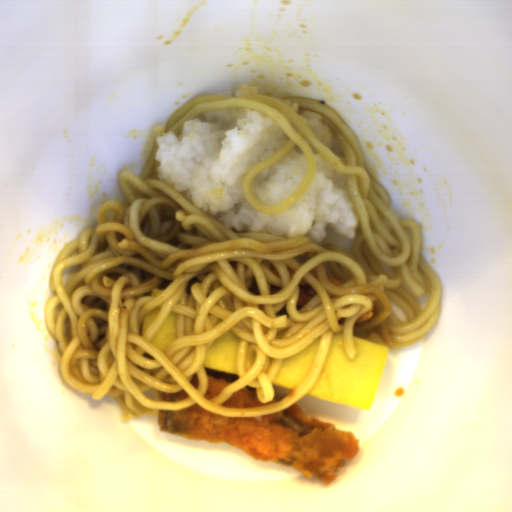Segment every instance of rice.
<instances>
[{
	"label": "rice",
	"instance_id": "obj_1",
	"mask_svg": "<svg viewBox=\"0 0 512 512\" xmlns=\"http://www.w3.org/2000/svg\"><path fill=\"white\" fill-rule=\"evenodd\" d=\"M268 115L246 107L198 112L181 128L155 137L157 178L195 207L234 232L311 237L320 244L326 229L355 242L359 224L350 202L347 175L333 169L312 145L316 171L300 199L278 213H262L245 199L248 171L289 141Z\"/></svg>",
	"mask_w": 512,
	"mask_h": 512
},
{
	"label": "rice",
	"instance_id": "obj_2",
	"mask_svg": "<svg viewBox=\"0 0 512 512\" xmlns=\"http://www.w3.org/2000/svg\"><path fill=\"white\" fill-rule=\"evenodd\" d=\"M304 155L294 145L271 166L256 172L251 191L261 206H274L289 197L304 178Z\"/></svg>",
	"mask_w": 512,
	"mask_h": 512
},
{
	"label": "rice",
	"instance_id": "obj_3",
	"mask_svg": "<svg viewBox=\"0 0 512 512\" xmlns=\"http://www.w3.org/2000/svg\"><path fill=\"white\" fill-rule=\"evenodd\" d=\"M273 99L289 107L331 151L333 131L323 123L319 114L302 108L298 104L287 101L284 98Z\"/></svg>",
	"mask_w": 512,
	"mask_h": 512
},
{
	"label": "rice",
	"instance_id": "obj_4",
	"mask_svg": "<svg viewBox=\"0 0 512 512\" xmlns=\"http://www.w3.org/2000/svg\"><path fill=\"white\" fill-rule=\"evenodd\" d=\"M259 90L255 85H241L235 91L234 98H245L251 96H258Z\"/></svg>",
	"mask_w": 512,
	"mask_h": 512
}]
</instances>
